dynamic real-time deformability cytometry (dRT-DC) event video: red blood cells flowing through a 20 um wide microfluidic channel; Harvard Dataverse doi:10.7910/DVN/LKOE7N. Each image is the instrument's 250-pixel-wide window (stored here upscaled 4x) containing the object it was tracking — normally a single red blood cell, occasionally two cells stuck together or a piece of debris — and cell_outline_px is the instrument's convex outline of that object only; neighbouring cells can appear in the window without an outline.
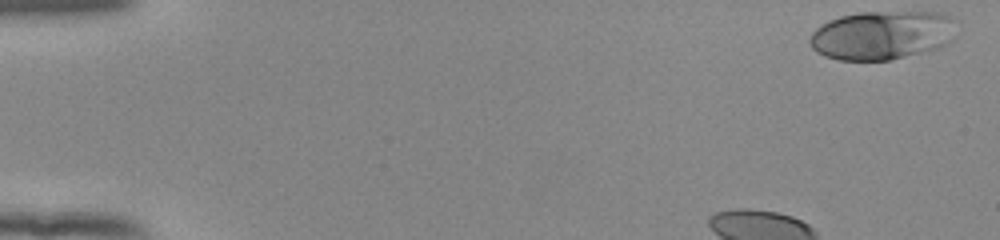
{"species": "human", "species_latin": "Homo sapiens", "temperature_condition": "room temperature", "stored_images_in_passage": 42, "camera_frame_rate_fps": 3000, "um_per_image_px": 0.085, "donor": {"sex": "female"}, "frame": {"image": 1, "passage_image": 1, "time_ms": 0.0, "image_size_px": [1000, 240], "cell_outline_px": [[956, 20], [952, 40], [948, 44], [936, 48], [888, 60], [840, 60], [824, 56], [816, 52], [812, 48], [808, 40], [808, 36], [816, 28], [828, 20], [840, 16], [860, 12], [940, 12]], "centroid_in_image_um": [74.94, 2.98], "position_along_channel_um": 10.1, "area_um2": 41.85}}
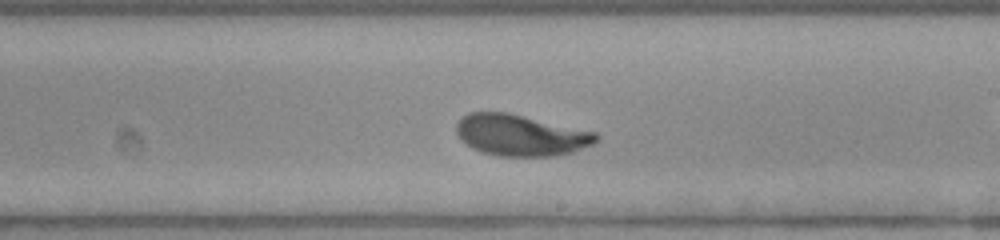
{"frame": {"image": 2, "passage_image": 28, "time_ms": 9.0, "image_size_px": [1000, 240], "cell_outline_px": [[600, 140], [592, 144], [572, 152], [552, 156], [496, 156], [472, 148], [460, 140], [456, 132], [456, 124], [468, 112], [508, 112], [596, 132], [600, 136]], "centroid_in_image_um": [44.26, 11.49], "position_along_channel_um": 244.7, "area_um2": 33.7}}
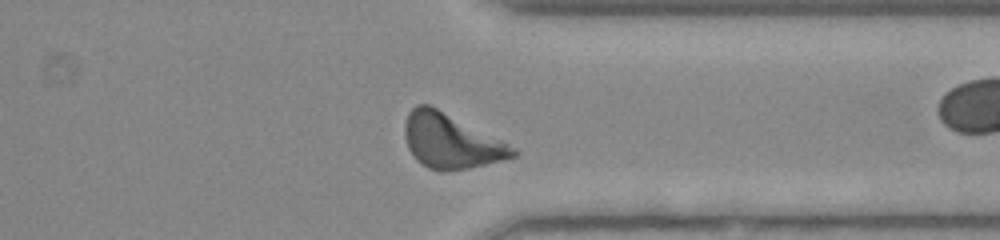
{"frame": {"image": 3, "passage_image": 38, "time_ms": 12.333, "image_size_px": [1000, 240], "cell_outline_px": [[520, 152], [516, 156], [468, 168], [428, 168], [416, 160], [408, 148], [404, 136], [404, 124], [408, 112], [416, 104], [428, 104], [504, 140]], "centroid_in_image_um": [38.32, 11.95], "position_along_channel_um": 373.1, "area_um2": 33.87}, "authors_computed_cell_mechanics": {"area_um2": 33.6685, "velocity_mm_per_s": 3.8554, "shape_relaxation_time_tau1_ms": 3.0527, "shape_relaxation_time_tau2_ms": 0.8818, "deformation_change_tau1": 0.1824, "deformation_change_tau2": 0.0712}}